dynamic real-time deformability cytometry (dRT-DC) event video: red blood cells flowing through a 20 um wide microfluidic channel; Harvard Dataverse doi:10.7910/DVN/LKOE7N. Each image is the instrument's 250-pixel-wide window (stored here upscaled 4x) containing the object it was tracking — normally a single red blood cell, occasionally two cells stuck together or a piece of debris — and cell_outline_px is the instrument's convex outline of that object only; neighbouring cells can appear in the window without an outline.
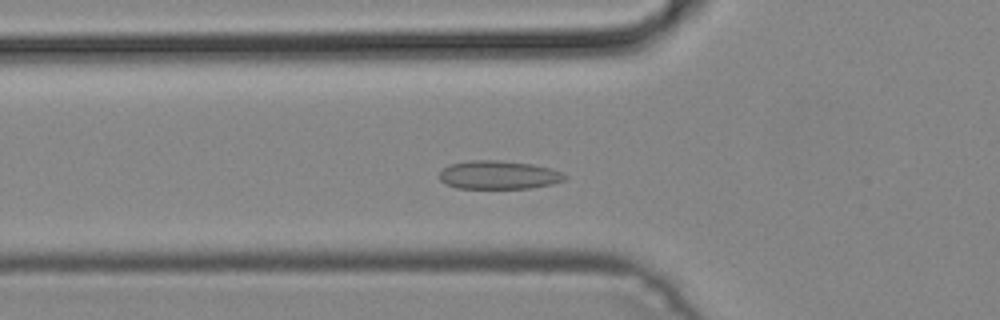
{"species": "common noctule bat (a hibernating species)", "species_latin": "Nyctalus noctula", "temperature_condition": "cold", "stored_images_in_passage": 48, "camera_frame_rate_fps": 3000, "um_per_image_px": 0.085, "animal": {"sex": "male", "body_mass_g": 19.2, "forearm_length_mm": 51.8}, "frame": {"image": 1, "passage_image": 16, "time_ms": 5.0, "image_size_px": [1000, 320], "cell_outline_px": [[568, 176], [564, 180], [552, 184], [528, 188], [456, 188], [440, 180], [440, 172], [448, 164], [468, 160], [496, 160], [532, 164], [548, 168], [560, 172]], "centroid_in_image_um": [42.36, 14.86], "position_along_channel_um": 83.4, "area_um2": 20.63}}
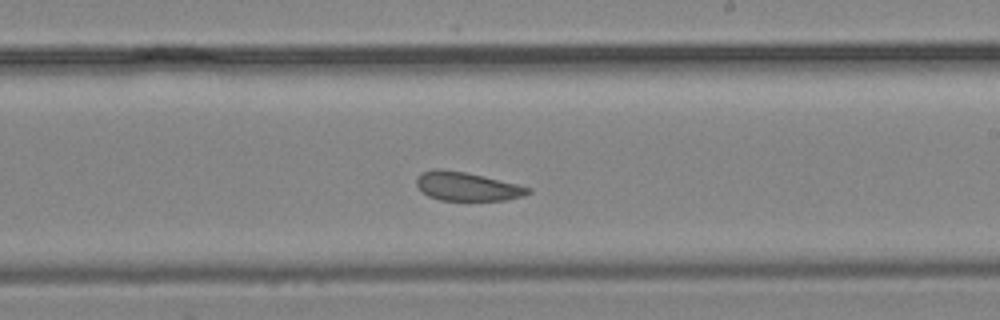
{"frame": {"image": 2, "passage_image": 28, "time_ms": 9.0, "image_size_px": [1000, 320], "cell_outline_px": [[532, 192], [524, 196], [504, 200], [440, 200], [428, 196], [416, 184], [416, 176], [420, 172], [432, 168], [440, 168], [464, 172], [484, 176], [532, 188]], "centroid_in_image_um": [39.67, 15.83], "position_along_channel_um": 249.3, "area_um2": 18.73}}
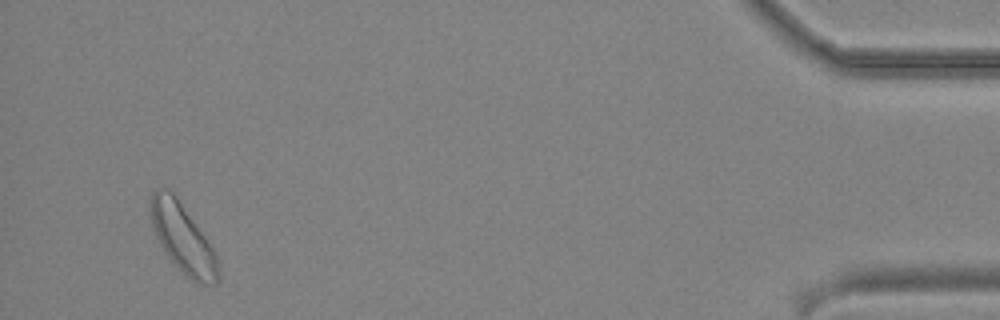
{"frame": {"image": 3, "passage_image": 46, "time_ms": 15.0, "image_size_px": [1000, 320], "cell_outline_px": [[220, 280], [216, 284], [196, 284], [168, 256], [156, 236], [152, 224], [148, 204], [152, 192], [156, 188], [168, 188], [176, 196], [204, 236], [212, 248], [216, 256], [220, 272]], "centroid_in_image_um": [15.52, 20.24], "position_along_channel_um": 419.7, "area_um2": 26.76}}